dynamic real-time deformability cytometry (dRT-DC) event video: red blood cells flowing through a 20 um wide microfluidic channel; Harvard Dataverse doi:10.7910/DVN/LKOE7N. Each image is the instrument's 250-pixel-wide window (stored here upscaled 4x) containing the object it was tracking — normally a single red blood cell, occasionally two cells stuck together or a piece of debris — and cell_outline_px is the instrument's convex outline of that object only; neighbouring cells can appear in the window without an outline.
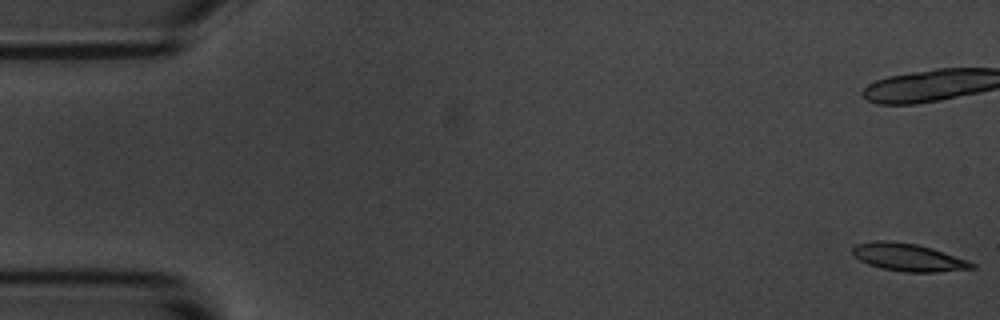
{"species": "common noctule bat (a hibernating species)", "species_latin": "Nyctalus noctula", "temperature_condition": "room temperature", "stored_images_in_passage": 12, "camera_frame_rate_fps": 3000, "um_per_image_px": 0.085, "animal": {"sex": "male", "body_mass_g": 20.1, "forearm_length_mm": 53.5}, "frame": {"image": 1, "passage_image": 1, "time_ms": 0.0, "image_size_px": [1000, 320], "cell_outline_px": [[976, 268], [936, 272], [904, 272], [880, 268], [868, 264], [852, 256], [852, 248], [856, 244], [876, 240], [888, 240], [916, 244], [932, 248], [968, 260], [976, 264]], "centroid_in_image_um": [77.18, 21.87], "position_along_channel_um": 7.8, "area_um2": 19.36}}